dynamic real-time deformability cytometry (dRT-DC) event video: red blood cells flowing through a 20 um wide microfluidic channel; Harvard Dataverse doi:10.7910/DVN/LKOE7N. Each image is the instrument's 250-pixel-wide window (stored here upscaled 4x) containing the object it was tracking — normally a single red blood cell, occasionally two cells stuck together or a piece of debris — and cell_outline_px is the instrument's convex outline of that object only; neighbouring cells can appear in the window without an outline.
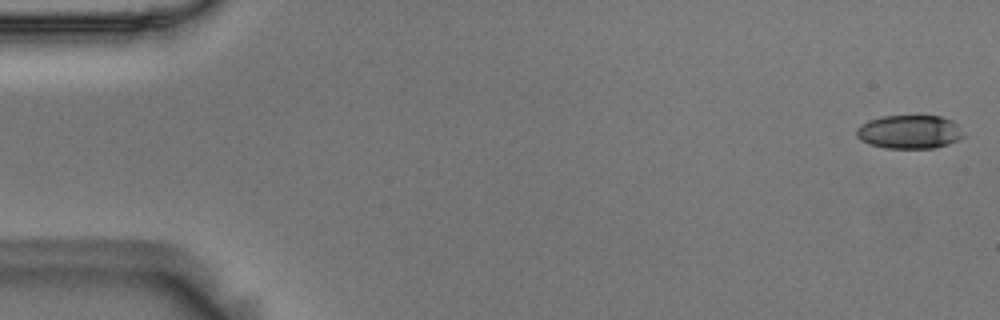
{"species": "Egyptian fruit bat (a non-hibernating species)", "species_latin": "Rousettus aegyptiacus", "temperature_condition": "room temperature", "stored_images_in_passage": 5, "camera_frame_rate_fps": 3000, "um_per_image_px": 0.085, "animal": {"sex": "male"}, "frame": {"image": 1, "passage_image": 1, "time_ms": 0.0, "image_size_px": [1000, 320], "cell_outline_px": [[964, 136], [948, 144], [936, 148], [884, 148], [868, 144], [860, 140], [856, 136], [856, 128], [860, 124], [868, 120], [880, 116], [940, 116], [952, 120], [956, 124]], "centroid_in_image_um": [77.24, 11.21], "position_along_channel_um": 7.8, "area_um2": 21.04}}
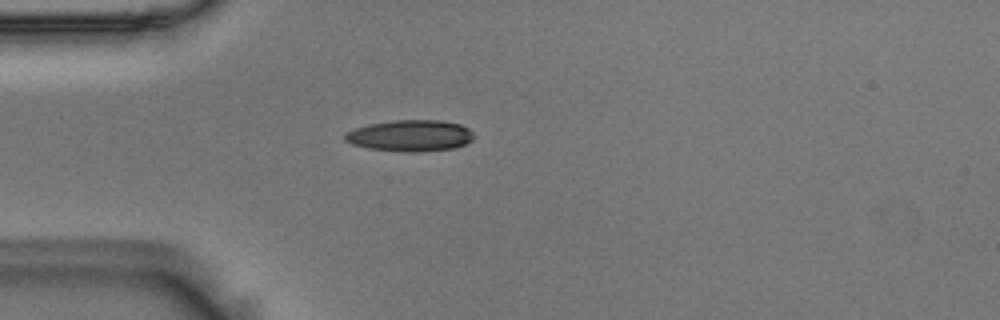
{"frame": {"image": 2, "passage_image": 5, "time_ms": 1.333, "image_size_px": [1000, 320], "cell_outline_px": [[476, 136], [472, 140], [464, 144], [452, 148], [416, 152], [404, 152], [368, 148], [352, 144], [344, 140], [344, 132], [368, 124], [396, 120], [440, 120], [460, 124], [468, 128]], "centroid_in_image_um": [34.86, 11.53], "position_along_channel_um": 50.1, "area_um2": 23.58}}